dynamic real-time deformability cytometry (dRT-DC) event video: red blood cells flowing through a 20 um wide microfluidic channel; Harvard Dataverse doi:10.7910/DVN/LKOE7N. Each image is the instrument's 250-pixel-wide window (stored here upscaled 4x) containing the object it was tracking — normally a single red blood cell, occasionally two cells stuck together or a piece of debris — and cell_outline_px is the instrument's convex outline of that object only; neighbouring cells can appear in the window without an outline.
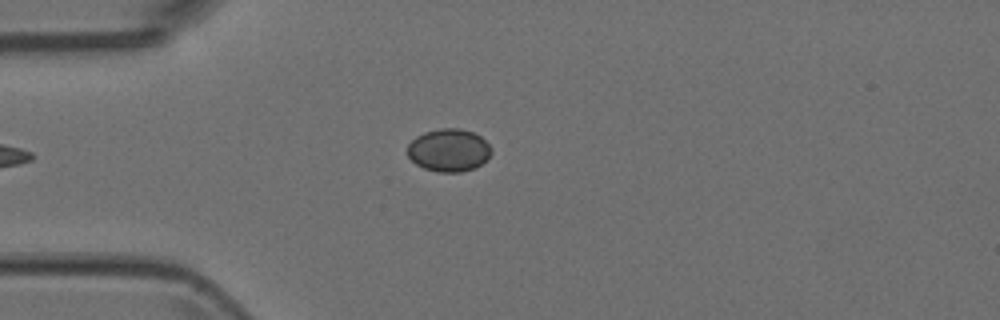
{"species": "Egyptian fruit bat (a non-hibernating species)", "species_latin": "Rousettus aegyptiacus", "temperature_condition": "room temperature", "stored_images_in_passage": 4, "camera_frame_rate_fps": 3000, "um_per_image_px": 0.085, "animal": {"sex": "female"}, "frame": {"image": 1, "passage_image": 4, "time_ms": 1.0, "image_size_px": [1000, 320], "cell_outline_px": [[492, 152], [476, 168], [460, 172], [436, 172], [424, 168], [416, 164], [408, 156], [408, 144], [416, 136], [424, 132], [440, 128], [460, 128], [472, 132], [480, 136], [492, 148]], "centroid_in_image_um": [38.13, 12.76], "position_along_channel_um": 46.9, "area_um2": 20.87}}